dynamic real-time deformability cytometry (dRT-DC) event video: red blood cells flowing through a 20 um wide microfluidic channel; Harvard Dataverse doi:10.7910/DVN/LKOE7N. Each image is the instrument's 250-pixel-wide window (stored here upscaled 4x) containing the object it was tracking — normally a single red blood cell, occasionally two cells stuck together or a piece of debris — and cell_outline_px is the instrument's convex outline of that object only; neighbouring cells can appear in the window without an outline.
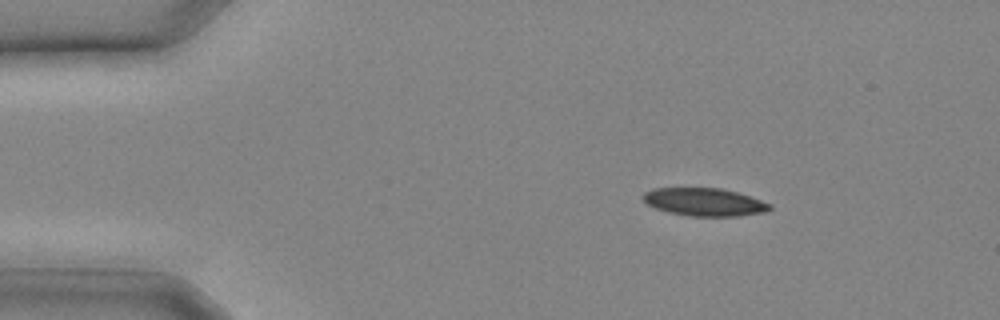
{"species": "common noctule bat (a hibernating species)", "species_latin": "Nyctalus noctula", "temperature_condition": "cold", "stored_images_in_passage": 24, "camera_frame_rate_fps": 3000, "um_per_image_px": 0.085, "animal": {"sex": "male", "body_mass_g": 20.4}, "frame": {"image": 1, "passage_image": 3, "time_ms": 0.667, "image_size_px": [1000, 320], "cell_outline_px": [[772, 208], [764, 212], [736, 216], [688, 216], [668, 212], [656, 208], [648, 204], [640, 196], [644, 192], [652, 188], [720, 188], [736, 192], [772, 204]], "centroid_in_image_um": [59.84, 17.17], "position_along_channel_um": 25.2, "area_um2": 20.52}}
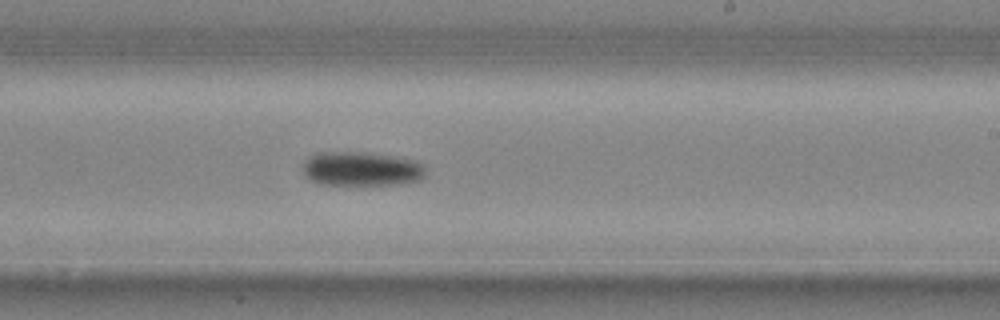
{"frame": {"image": 2, "passage_image": 15, "time_ms": 4.667, "image_size_px": [1000, 320], "cell_outline_px": [[424, 176], [420, 180], [396, 184], [324, 184], [312, 180], [304, 176], [304, 160], [308, 156], [316, 152], [364, 152], [392, 156], [416, 160], [424, 164]], "centroid_in_image_um": [30.71, 14.33], "position_along_channel_um": 258.3, "area_um2": 24.39}}
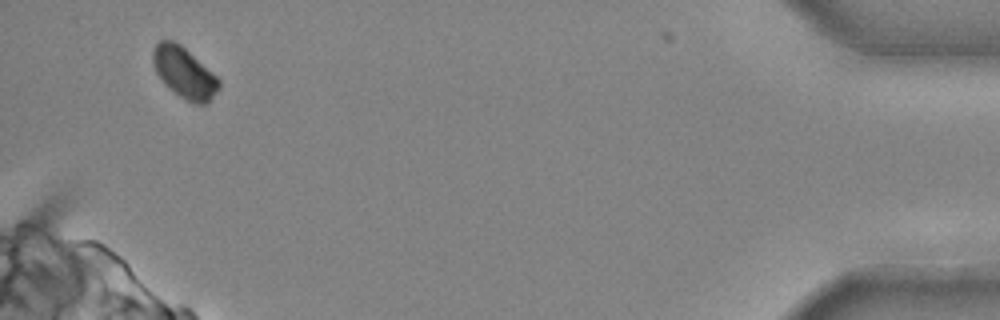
{"frame": {"image": 3, "passage_image": 24, "time_ms": 7.667, "image_size_px": [1000, 320], "cell_outline_px": [[220, 88], [208, 104], [196, 104], [180, 96], [164, 84], [156, 72], [152, 64], [152, 52], [156, 44], [160, 40], [176, 40], [216, 76], [220, 80]], "centroid_in_image_um": [15.65, 6.17], "position_along_channel_um": 419.5, "area_um2": 19.54}}